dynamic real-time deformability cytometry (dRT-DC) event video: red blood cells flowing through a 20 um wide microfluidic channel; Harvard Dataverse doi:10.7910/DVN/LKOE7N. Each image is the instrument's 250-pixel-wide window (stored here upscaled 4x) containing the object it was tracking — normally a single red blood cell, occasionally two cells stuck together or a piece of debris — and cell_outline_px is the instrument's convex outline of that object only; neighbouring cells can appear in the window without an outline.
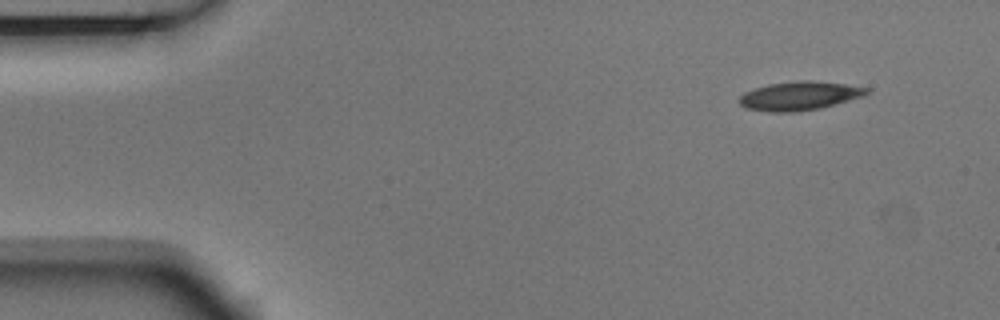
{"species": "Egyptian fruit bat (a non-hibernating species)", "species_latin": "Rousettus aegyptiacus", "temperature_condition": "room temperature", "stored_images_in_passage": 5, "segment_of_instrument_passage": [2, 2], "camera_frame_rate_fps": 3000, "um_per_image_px": 0.085, "animal": {"sex": "male"}, "frame": {"image": 1, "passage_image": 5, "time_ms": 1.333, "image_size_px": [1000, 320], "cell_outline_px": [[872, 92], [864, 96], [820, 108], [796, 112], [768, 112], [748, 108], [740, 104], [740, 96], [744, 92], [768, 84], [796, 80], [812, 80], [844, 84], [868, 88]], "centroid_in_image_um": [67.98, 8.14], "position_along_channel_um": 17.0, "area_um2": 21.33}}